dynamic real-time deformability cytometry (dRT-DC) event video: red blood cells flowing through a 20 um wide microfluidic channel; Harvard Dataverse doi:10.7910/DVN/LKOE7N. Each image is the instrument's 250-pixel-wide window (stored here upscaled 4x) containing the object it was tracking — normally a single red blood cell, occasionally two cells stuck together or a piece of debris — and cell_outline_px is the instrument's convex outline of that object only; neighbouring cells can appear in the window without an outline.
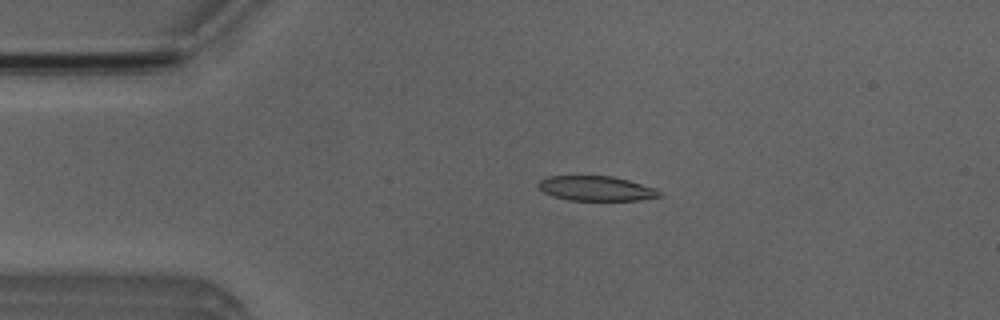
{"species": "Egyptian fruit bat (a non-hibernating species)", "species_latin": "Rousettus aegyptiacus", "temperature_condition": "room temperature", "stored_images_in_passage": 48, "camera_frame_rate_fps": 3000, "um_per_image_px": 0.085, "animal": {"sex": "male"}, "frame": {"image": 1, "passage_image": 6, "time_ms": 1.667, "image_size_px": [1000, 320], "cell_outline_px": [[664, 196], [640, 200], [568, 200], [552, 196], [544, 192], [536, 184], [540, 180], [548, 176], [612, 176], [628, 180], [656, 188], [664, 192]], "centroid_in_image_um": [50.72, 16.02], "position_along_channel_um": 34.3, "area_um2": 17.63}}
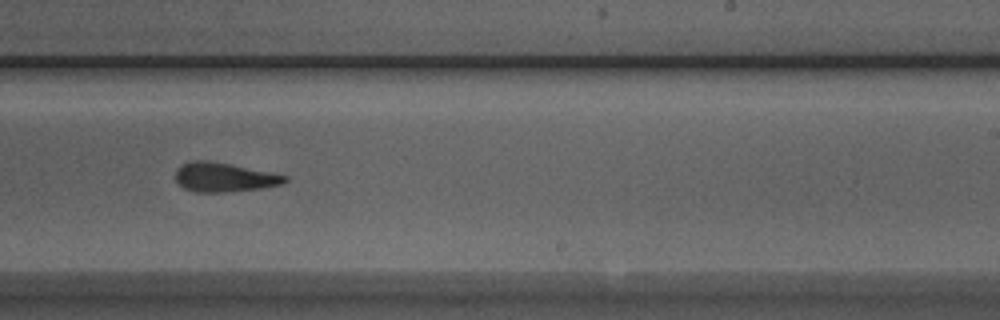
{"frame": {"image": 2, "passage_image": 27, "time_ms": 8.667, "image_size_px": [1000, 320], "cell_outline_px": [[288, 180], [280, 184], [260, 188], [224, 192], [196, 192], [184, 188], [176, 184], [176, 168], [192, 160], [208, 160], [272, 172], [288, 176]], "centroid_in_image_um": [19.02, 15.06], "position_along_channel_um": 270.0, "area_um2": 18.55}}
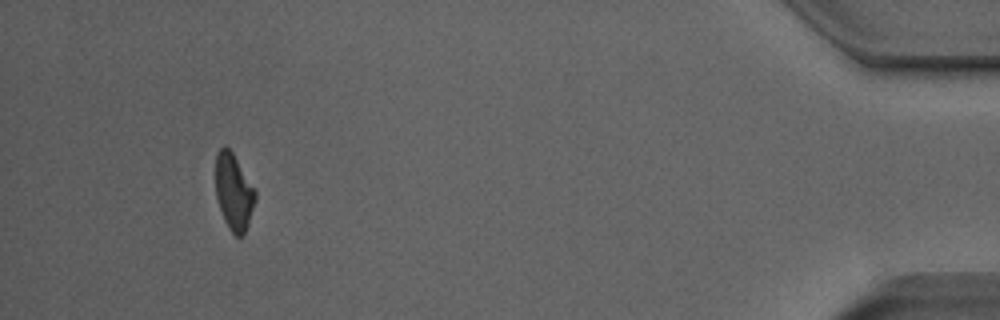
{"frame": {"image": 3, "passage_image": 44, "time_ms": 14.333, "image_size_px": [1000, 320], "cell_outline_px": [[256, 200], [244, 232], [240, 236], [236, 236], [228, 228], [224, 220], [216, 196], [216, 152], [224, 144], [232, 152], [256, 192]], "centroid_in_image_um": [19.85, 16.29], "position_along_channel_um": 415.4, "area_um2": 17.28}, "authors_computed_cell_mechanics": {"area_um2": 18.8139, "velocity_mm_per_s": 3.8797, "shape_relaxation_time_tau1_ms": 3.7691, "shape_relaxation_time_tau2_ms": 3.5498, "deformation_change_tau1": 0.1369, "deformation_change_tau2": 0.1373}}